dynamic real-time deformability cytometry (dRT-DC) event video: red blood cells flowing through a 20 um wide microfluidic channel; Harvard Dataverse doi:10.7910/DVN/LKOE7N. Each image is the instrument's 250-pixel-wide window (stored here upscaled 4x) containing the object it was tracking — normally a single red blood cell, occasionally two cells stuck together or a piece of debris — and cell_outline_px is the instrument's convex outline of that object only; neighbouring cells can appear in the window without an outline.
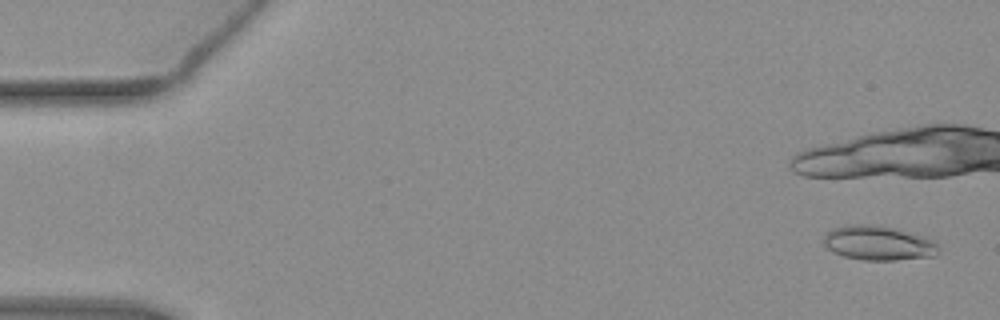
{"species": "common noctule bat (a hibernating species)", "species_latin": "Nyctalus noctula", "temperature_condition": "warm", "stored_images_in_passage": 11, "camera_frame_rate_fps": 3000, "um_per_image_px": 0.085, "animal": {"sex": "female", "body_mass_g": 19.3, "forearm_length_mm": 54.1}, "frame": {"image": 1, "passage_image": 2, "time_ms": 0.333, "image_size_px": [1000, 320], "cell_outline_px": [[936, 256], [896, 260], [864, 260], [844, 256], [832, 252], [824, 244], [824, 236], [832, 228], [848, 224], [872, 224], [892, 228], [924, 236], [936, 240]], "centroid_in_image_um": [74.64, 20.66], "position_along_channel_um": 10.4, "area_um2": 23.0}}